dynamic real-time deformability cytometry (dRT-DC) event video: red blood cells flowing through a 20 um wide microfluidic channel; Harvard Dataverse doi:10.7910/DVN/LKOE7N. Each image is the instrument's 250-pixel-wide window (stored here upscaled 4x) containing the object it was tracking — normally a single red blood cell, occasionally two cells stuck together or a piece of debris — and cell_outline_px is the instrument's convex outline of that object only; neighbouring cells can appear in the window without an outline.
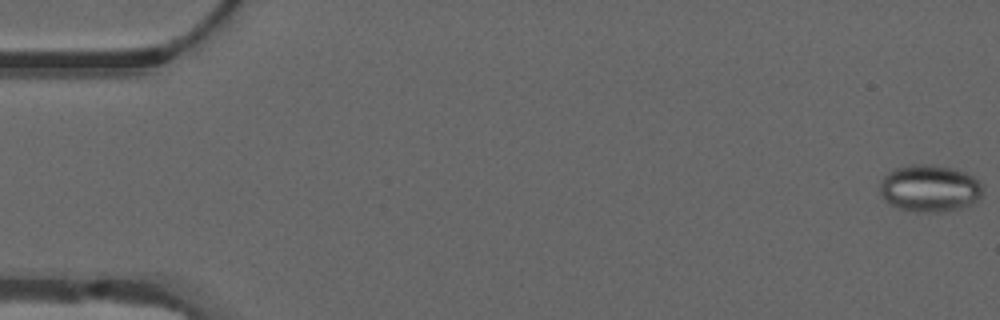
{"species": "common noctule bat (a hibernating species)", "species_latin": "Nyctalus noctula", "temperature_condition": "warm", "stored_images_in_passage": 55, "camera_frame_rate_fps": 3000, "um_per_image_px": 0.085, "animal": {"sex": "male", "forearm_length_mm": 52.5}, "frame": {"image": 1, "passage_image": 1, "time_ms": 0.0, "image_size_px": [1000, 320], "cell_outline_px": [[984, 188], [980, 196], [972, 204], [940, 212], [916, 212], [900, 208], [888, 204], [880, 196], [880, 180], [888, 172], [896, 168], [908, 164], [932, 164], [956, 168], [972, 176]], "centroid_in_image_um": [78.97, 15.99], "position_along_channel_um": 6.0, "area_um2": 28.38}}
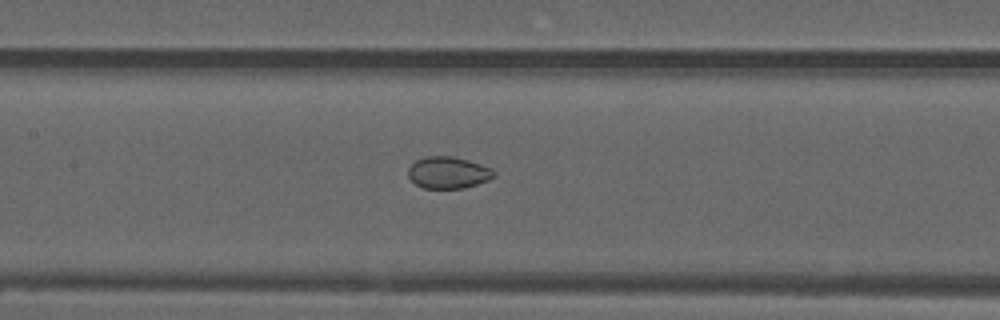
{"frame": {"image": 2, "passage_image": 26, "time_ms": 8.333, "image_size_px": [1000, 320], "cell_outline_px": [[496, 176], [488, 180], [464, 188], [424, 188], [416, 184], [408, 176], [408, 168], [416, 160], [428, 156], [452, 156], [468, 160], [492, 168], [496, 172]], "centroid_in_image_um": [38.12, 14.67], "position_along_channel_um": 169.3, "area_um2": 15.84}}
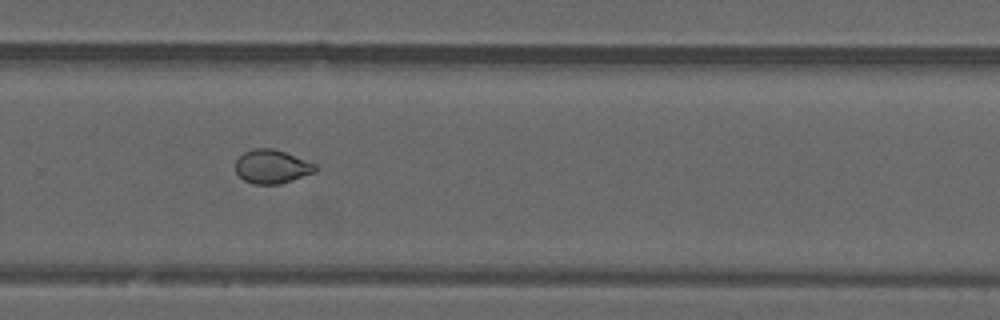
{"frame": {"image": 3, "passage_image": 37, "time_ms": 12.0, "image_size_px": [1000, 320], "cell_outline_px": [[316, 172], [280, 184], [252, 184], [244, 180], [236, 172], [236, 160], [244, 152], [256, 148], [272, 148], [284, 152], [316, 164]], "centroid_in_image_um": [23.1, 14.17], "position_along_channel_um": 306.7, "area_um2": 15.55}, "authors_computed_cell_mechanics": {"area_um2": 18.207, "velocity_mm_per_s": 3.7671, "shape_relaxation_time_tau1_ms": null, "shape_relaxation_time_tau2_ms": 1.0059, "deformation_change_tau1": null, "deformation_change_tau2": 0.042}}